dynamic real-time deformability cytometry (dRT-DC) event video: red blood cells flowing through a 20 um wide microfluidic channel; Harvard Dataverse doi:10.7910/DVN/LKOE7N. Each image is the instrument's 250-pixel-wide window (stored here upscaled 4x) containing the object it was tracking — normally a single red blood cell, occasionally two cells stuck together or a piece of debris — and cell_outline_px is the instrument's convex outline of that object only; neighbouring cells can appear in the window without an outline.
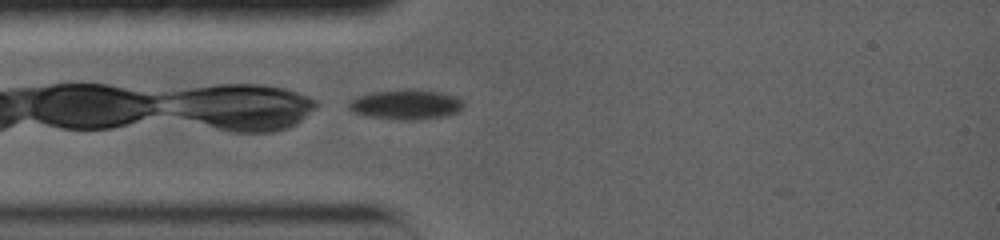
{"species": "common noctule bat (a hibernating species)", "species_latin": "Nyctalus noctula", "temperature_condition": "warm", "stored_images_in_passage": 29, "camera_frame_rate_fps": 5000, "um_per_image_px": 0.085, "animal": {"sex": "female", "body_mass_g": 19.0, "forearm_length_mm": 56.7}, "frame": {"image": 1, "passage_image": 1, "time_ms": 0.0, "image_size_px": [1000, 240], "cell_outline_px": [[464, 104], [456, 112], [444, 116], [412, 120], [408, 120], [368, 116], [356, 112], [348, 108], [348, 104], [352, 100], [360, 96], [372, 92], [408, 88], [420, 88], [440, 92], [456, 96]], "centroid_in_image_um": [34.53, 8.85], "position_along_channel_um": 50.5, "area_um2": 19.77}}
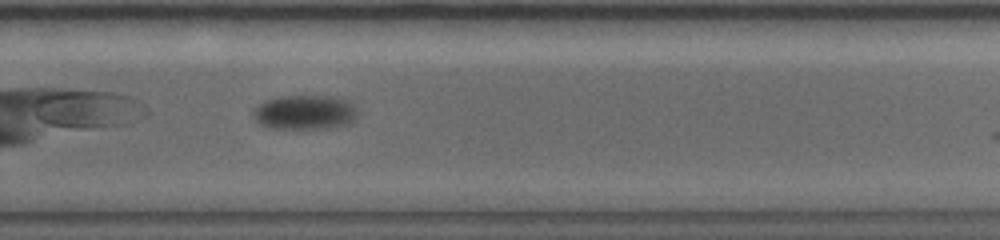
{"frame": {"image": 2, "passage_image": 21, "time_ms": 7.4, "image_size_px": [1000, 240], "cell_outline_px": [[356, 116], [352, 120], [344, 124], [328, 128], [268, 128], [260, 124], [256, 120], [252, 112], [260, 104], [268, 100], [280, 96], [340, 96], [348, 100], [356, 108]], "centroid_in_image_um": [25.91, 9.53], "position_along_channel_um": 303.9, "area_um2": 20.75}, "authors_computed_cell_mechanics": {"area_um2": 20.8658, "velocity_mm_per_s": 3.4449, "shape_relaxation_time_tau1_ms": 2.2485, "shape_relaxation_time_tau2_ms": null, "deformation_change_tau1": 0.0945, "deformation_change_tau2": null}}